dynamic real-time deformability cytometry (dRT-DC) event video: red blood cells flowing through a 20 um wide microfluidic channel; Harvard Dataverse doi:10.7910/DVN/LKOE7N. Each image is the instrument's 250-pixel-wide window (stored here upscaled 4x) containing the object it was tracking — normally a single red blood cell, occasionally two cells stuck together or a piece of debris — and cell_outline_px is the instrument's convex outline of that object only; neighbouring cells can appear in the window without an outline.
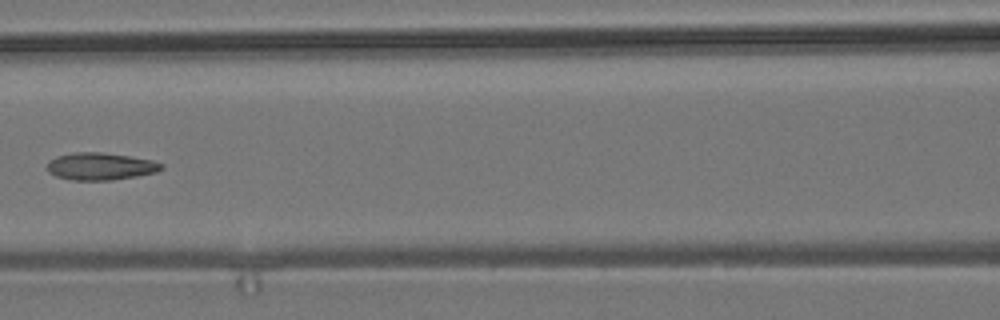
{"species": "common noctule bat (a hibernating species)", "species_latin": "Nyctalus noctula", "temperature_condition": "room temperature", "stored_images_in_passage": 4, "camera_frame_rate_fps": 3000, "um_per_image_px": 0.085, "animal": {"sex": "male", "body_mass_g": 19.2, "forearm_length_mm": 51.8}, "frame": {"image": 1, "passage_image": 3, "time_ms": 2.333, "image_size_px": [1000, 320], "cell_outline_px": [[164, 168], [156, 172], [136, 176], [112, 180], [72, 180], [56, 176], [48, 172], [48, 160], [56, 156], [72, 152], [100, 152], [128, 156], [152, 160], [164, 164]], "centroid_in_image_um": [8.53, 14.13], "position_along_channel_um": 158.1, "area_um2": 18.21}}
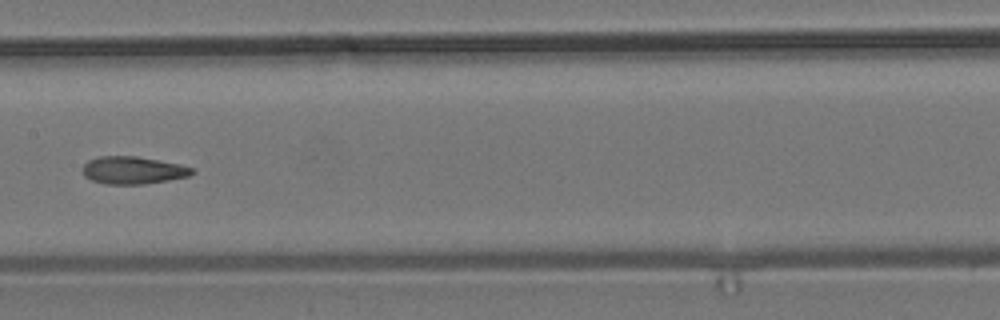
{"frame": {"image": 2, "passage_image": 4, "time_ms": 3.333, "image_size_px": [1000, 320], "cell_outline_px": [[196, 172], [188, 176], [168, 180], [144, 184], [104, 184], [92, 180], [84, 176], [84, 164], [88, 160], [100, 156], [136, 156], [180, 164], [192, 168]], "centroid_in_image_um": [11.31, 14.47], "position_along_channel_um": 196.1, "area_um2": 17.46}}